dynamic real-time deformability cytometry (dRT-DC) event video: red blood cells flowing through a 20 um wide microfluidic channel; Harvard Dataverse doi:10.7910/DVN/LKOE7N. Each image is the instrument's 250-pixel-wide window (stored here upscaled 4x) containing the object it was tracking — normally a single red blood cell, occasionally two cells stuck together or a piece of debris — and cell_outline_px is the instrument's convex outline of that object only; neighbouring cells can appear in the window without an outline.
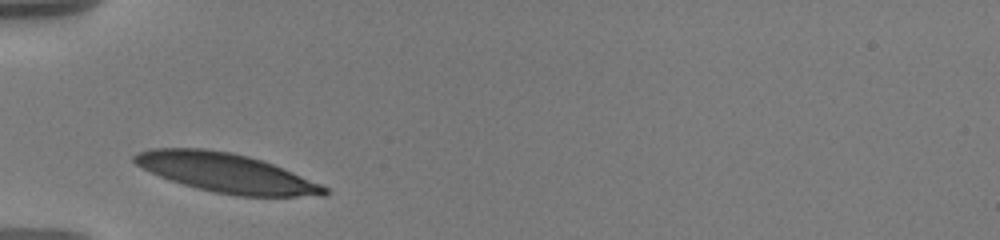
{"species": "human", "species_latin": "Homo sapiens", "temperature_condition": "warm", "stored_images_in_passage": 2, "camera_frame_rate_fps": 3000, "um_per_image_px": 0.085, "donor": {"sex": "male"}, "frame": {"image": 1, "passage_image": 1, "time_ms": 0.0, "image_size_px": [1000, 240], "cell_outline_px": [[332, 192], [328, 196], [236, 196], [216, 192], [184, 184], [160, 176], [136, 164], [132, 160], [132, 156], [136, 152], [152, 148], [204, 148], [232, 152], [248, 156], [272, 164], [292, 172], [320, 184], [328, 188]], "centroid_in_image_um": [19.25, 14.69], "position_along_channel_um": 65.8, "area_um2": 42.95}}
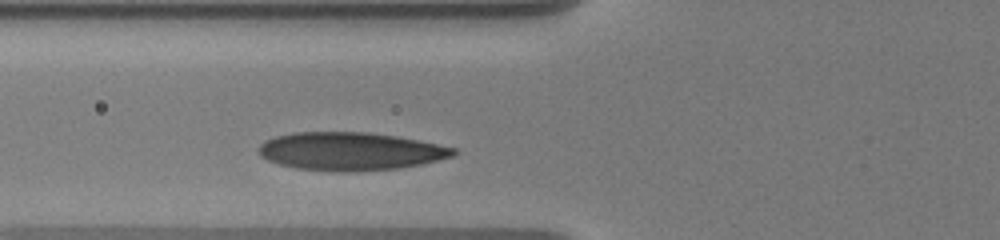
{"frame": {"image": 2, "passage_image": 2, "time_ms": 1.0, "image_size_px": [1000, 240], "cell_outline_px": [[460, 152], [456, 156], [420, 164], [396, 168], [352, 172], [332, 172], [296, 168], [280, 164], [268, 160], [260, 156], [256, 152], [256, 148], [264, 140], [276, 136], [296, 132], [368, 132], [396, 136], [420, 140], [456, 148]], "centroid_in_image_um": [29.77, 12.86], "position_along_channel_um": 96.0, "area_um2": 43.64}}